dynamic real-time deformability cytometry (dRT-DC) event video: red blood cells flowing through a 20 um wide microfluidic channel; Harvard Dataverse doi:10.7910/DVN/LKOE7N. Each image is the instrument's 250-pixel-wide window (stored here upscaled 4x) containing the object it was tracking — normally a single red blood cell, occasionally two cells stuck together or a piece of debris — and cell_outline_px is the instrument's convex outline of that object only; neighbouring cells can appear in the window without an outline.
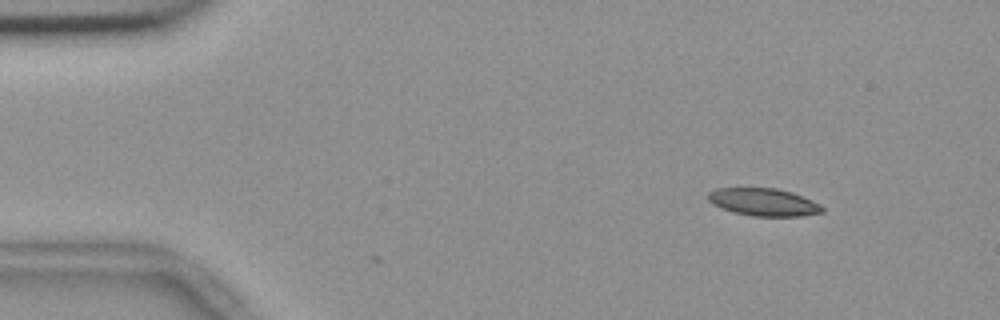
{"species": "common noctule bat (a hibernating species)", "species_latin": "Nyctalus noctula", "temperature_condition": "room temperature", "stored_images_in_passage": 50, "camera_frame_rate_fps": 3000, "um_per_image_px": 0.085, "animal": {"sex": "female", "body_mass_g": 18.4}, "frame": {"image": 1, "passage_image": 1, "time_ms": 0.0, "image_size_px": [1000, 320], "cell_outline_px": [[824, 212], [800, 216], [752, 216], [732, 212], [720, 208], [712, 204], [708, 200], [708, 192], [716, 188], [776, 188], [792, 192], [812, 200], [820, 204], [824, 208]], "centroid_in_image_um": [64.89, 17.18], "position_along_channel_um": 20.1, "area_um2": 18.5}}
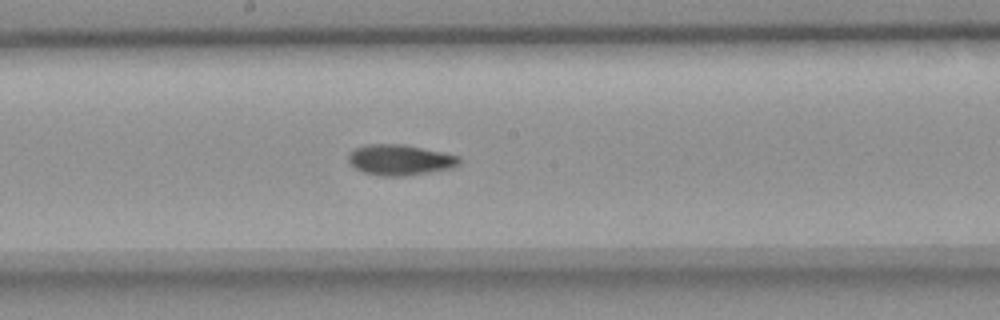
{"frame": {"image": 2, "passage_image": 24, "time_ms": 7.667, "image_size_px": [1000, 320], "cell_outline_px": [[460, 164], [452, 168], [404, 176], [380, 176], [364, 172], [356, 168], [348, 160], [348, 152], [356, 148], [368, 144], [404, 144], [460, 156]], "centroid_in_image_um": [34.0, 13.59], "position_along_channel_um": 214.2, "area_um2": 19.71}}
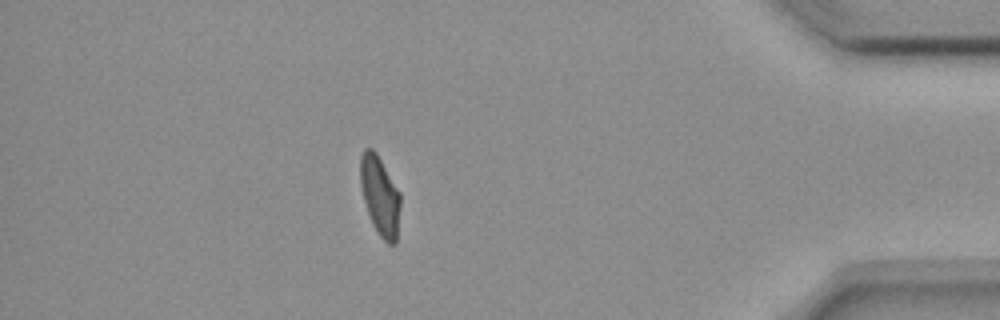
{"frame": {"image": 3, "passage_image": 43, "time_ms": 14.0, "image_size_px": [1000, 320], "cell_outline_px": [[400, 208], [396, 244], [388, 244], [380, 236], [372, 224], [364, 200], [360, 184], [360, 156], [364, 148], [372, 148], [376, 152], [400, 192]], "centroid_in_image_um": [32.3, 16.63], "position_along_channel_um": 402.9, "area_um2": 18.5}, "authors_computed_cell_mechanics": {"area_um2": 19.1029, "velocity_mm_per_s": 3.6656, "shape_relaxation_time_tau1_ms": 8.3524, "shape_relaxation_time_tau2_ms": 2.8011, "deformation_change_tau1": 0.1956, "deformation_change_tau2": 0.0827}}